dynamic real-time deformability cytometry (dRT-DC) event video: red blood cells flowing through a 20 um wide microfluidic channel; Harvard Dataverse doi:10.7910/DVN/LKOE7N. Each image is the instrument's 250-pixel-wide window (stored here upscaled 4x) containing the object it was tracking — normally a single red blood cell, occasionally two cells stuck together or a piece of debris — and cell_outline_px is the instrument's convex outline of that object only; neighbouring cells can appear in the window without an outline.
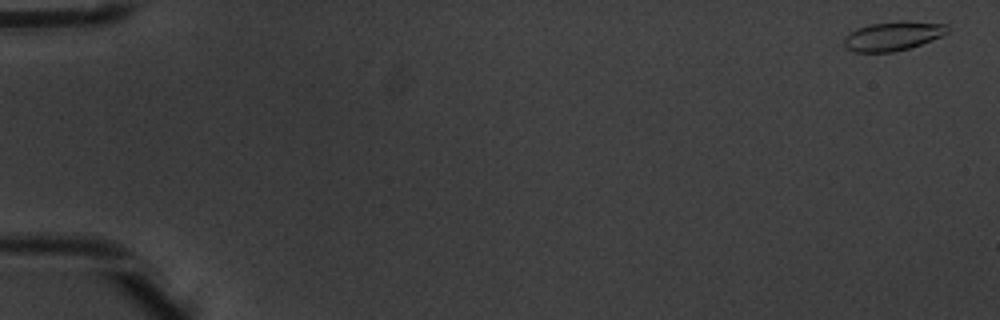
{"species": "common noctule bat (a hibernating species)", "species_latin": "Nyctalus noctula", "temperature_condition": "warm", "stored_images_in_passage": 2, "camera_frame_rate_fps": 3000, "um_per_image_px": 0.085, "animal": {"sex": "male", "body_mass_g": 20.1, "forearm_length_mm": 53.5}, "frame": {"image": 1, "passage_image": 1, "time_ms": 0.0, "image_size_px": [1000, 320], "cell_outline_px": [[948, 32], [944, 36], [908, 48], [892, 52], [852, 52], [844, 48], [844, 36], [856, 28], [868, 24], [900, 20], [944, 24], [948, 28]], "centroid_in_image_um": [75.85, 3.06], "position_along_channel_um": 9.1, "area_um2": 17.74}}